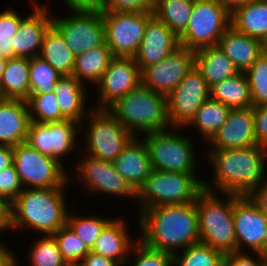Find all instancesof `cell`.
<instances>
[{"label":"cell","mask_w":267,"mask_h":266,"mask_svg":"<svg viewBox=\"0 0 267 266\" xmlns=\"http://www.w3.org/2000/svg\"><path fill=\"white\" fill-rule=\"evenodd\" d=\"M215 1L225 6L231 12L237 6H240L250 0H215Z\"/></svg>","instance_id":"11a10c76"},{"label":"cell","mask_w":267,"mask_h":266,"mask_svg":"<svg viewBox=\"0 0 267 266\" xmlns=\"http://www.w3.org/2000/svg\"><path fill=\"white\" fill-rule=\"evenodd\" d=\"M258 208L267 215V179L255 188L249 195Z\"/></svg>","instance_id":"681fc988"},{"label":"cell","mask_w":267,"mask_h":266,"mask_svg":"<svg viewBox=\"0 0 267 266\" xmlns=\"http://www.w3.org/2000/svg\"><path fill=\"white\" fill-rule=\"evenodd\" d=\"M63 259L69 266H78L90 250L66 224L52 234Z\"/></svg>","instance_id":"ab89813d"},{"label":"cell","mask_w":267,"mask_h":266,"mask_svg":"<svg viewBox=\"0 0 267 266\" xmlns=\"http://www.w3.org/2000/svg\"><path fill=\"white\" fill-rule=\"evenodd\" d=\"M70 212L72 214H69ZM69 213L66 224L89 250L92 249L104 227L112 220L110 217L104 218V216L99 218L96 214L95 216H80L74 214L73 211H69Z\"/></svg>","instance_id":"8d00e7d4"},{"label":"cell","mask_w":267,"mask_h":266,"mask_svg":"<svg viewBox=\"0 0 267 266\" xmlns=\"http://www.w3.org/2000/svg\"><path fill=\"white\" fill-rule=\"evenodd\" d=\"M30 58L14 57L7 60L0 80V98L27 101Z\"/></svg>","instance_id":"f1b7e54d"},{"label":"cell","mask_w":267,"mask_h":266,"mask_svg":"<svg viewBox=\"0 0 267 266\" xmlns=\"http://www.w3.org/2000/svg\"><path fill=\"white\" fill-rule=\"evenodd\" d=\"M218 47L234 63L239 72H246L263 54L261 40L240 33L232 26L224 32Z\"/></svg>","instance_id":"484cf974"},{"label":"cell","mask_w":267,"mask_h":266,"mask_svg":"<svg viewBox=\"0 0 267 266\" xmlns=\"http://www.w3.org/2000/svg\"><path fill=\"white\" fill-rule=\"evenodd\" d=\"M63 18L52 16V24L61 32L74 56L105 43L102 12L72 11Z\"/></svg>","instance_id":"4fadbf2b"},{"label":"cell","mask_w":267,"mask_h":266,"mask_svg":"<svg viewBox=\"0 0 267 266\" xmlns=\"http://www.w3.org/2000/svg\"><path fill=\"white\" fill-rule=\"evenodd\" d=\"M262 43V50H263V53H266L267 54V34L266 36L263 38V40L261 41Z\"/></svg>","instance_id":"6f0895ef"},{"label":"cell","mask_w":267,"mask_h":266,"mask_svg":"<svg viewBox=\"0 0 267 266\" xmlns=\"http://www.w3.org/2000/svg\"><path fill=\"white\" fill-rule=\"evenodd\" d=\"M233 221L236 251L267 252V215L249 196L234 194ZM247 246V248H243ZM246 249V250H245Z\"/></svg>","instance_id":"2e32d148"},{"label":"cell","mask_w":267,"mask_h":266,"mask_svg":"<svg viewBox=\"0 0 267 266\" xmlns=\"http://www.w3.org/2000/svg\"><path fill=\"white\" fill-rule=\"evenodd\" d=\"M231 107L209 98L197 110L195 116L185 128L193 127L200 133L201 139L208 143L219 128L226 122Z\"/></svg>","instance_id":"d6a6232c"},{"label":"cell","mask_w":267,"mask_h":266,"mask_svg":"<svg viewBox=\"0 0 267 266\" xmlns=\"http://www.w3.org/2000/svg\"><path fill=\"white\" fill-rule=\"evenodd\" d=\"M80 131L84 133L80 142L86 144L85 154L109 162H113L134 137L108 109L92 108L80 123Z\"/></svg>","instance_id":"ba28073f"},{"label":"cell","mask_w":267,"mask_h":266,"mask_svg":"<svg viewBox=\"0 0 267 266\" xmlns=\"http://www.w3.org/2000/svg\"><path fill=\"white\" fill-rule=\"evenodd\" d=\"M262 266H267V259L264 260L263 265Z\"/></svg>","instance_id":"91938a15"},{"label":"cell","mask_w":267,"mask_h":266,"mask_svg":"<svg viewBox=\"0 0 267 266\" xmlns=\"http://www.w3.org/2000/svg\"><path fill=\"white\" fill-rule=\"evenodd\" d=\"M62 76L72 75L75 56L67 46L61 32L51 24L44 33L39 55Z\"/></svg>","instance_id":"f546056e"},{"label":"cell","mask_w":267,"mask_h":266,"mask_svg":"<svg viewBox=\"0 0 267 266\" xmlns=\"http://www.w3.org/2000/svg\"><path fill=\"white\" fill-rule=\"evenodd\" d=\"M6 63H7V60L0 58V80H1L2 74L4 72Z\"/></svg>","instance_id":"9f6ffc18"},{"label":"cell","mask_w":267,"mask_h":266,"mask_svg":"<svg viewBox=\"0 0 267 266\" xmlns=\"http://www.w3.org/2000/svg\"><path fill=\"white\" fill-rule=\"evenodd\" d=\"M135 137L169 130L167 97L139 85L107 108Z\"/></svg>","instance_id":"277c9868"},{"label":"cell","mask_w":267,"mask_h":266,"mask_svg":"<svg viewBox=\"0 0 267 266\" xmlns=\"http://www.w3.org/2000/svg\"><path fill=\"white\" fill-rule=\"evenodd\" d=\"M30 121L27 101L0 98V145L25 142Z\"/></svg>","instance_id":"cb8c5ba5"},{"label":"cell","mask_w":267,"mask_h":266,"mask_svg":"<svg viewBox=\"0 0 267 266\" xmlns=\"http://www.w3.org/2000/svg\"><path fill=\"white\" fill-rule=\"evenodd\" d=\"M48 3L32 2L33 10L20 21L18 32L12 37L13 58H32L39 55L42 39L48 27L52 24V15Z\"/></svg>","instance_id":"d6986e66"},{"label":"cell","mask_w":267,"mask_h":266,"mask_svg":"<svg viewBox=\"0 0 267 266\" xmlns=\"http://www.w3.org/2000/svg\"><path fill=\"white\" fill-rule=\"evenodd\" d=\"M78 266H121L115 260L105 258L101 255L89 252Z\"/></svg>","instance_id":"816d5d0a"},{"label":"cell","mask_w":267,"mask_h":266,"mask_svg":"<svg viewBox=\"0 0 267 266\" xmlns=\"http://www.w3.org/2000/svg\"><path fill=\"white\" fill-rule=\"evenodd\" d=\"M67 187L23 189L11 203V231L25 228L40 235H52L65 226L72 210L66 203Z\"/></svg>","instance_id":"3957f363"},{"label":"cell","mask_w":267,"mask_h":266,"mask_svg":"<svg viewBox=\"0 0 267 266\" xmlns=\"http://www.w3.org/2000/svg\"><path fill=\"white\" fill-rule=\"evenodd\" d=\"M113 164L136 192L153 170L146 144L139 136L130 140Z\"/></svg>","instance_id":"603a6c76"},{"label":"cell","mask_w":267,"mask_h":266,"mask_svg":"<svg viewBox=\"0 0 267 266\" xmlns=\"http://www.w3.org/2000/svg\"><path fill=\"white\" fill-rule=\"evenodd\" d=\"M231 26V12L215 0H194L186 30L179 36L180 46L196 51L217 46Z\"/></svg>","instance_id":"30bf717a"},{"label":"cell","mask_w":267,"mask_h":266,"mask_svg":"<svg viewBox=\"0 0 267 266\" xmlns=\"http://www.w3.org/2000/svg\"><path fill=\"white\" fill-rule=\"evenodd\" d=\"M27 104L31 121L54 123L66 120L61 115L58 99L53 92L42 95H30Z\"/></svg>","instance_id":"f35d334b"},{"label":"cell","mask_w":267,"mask_h":266,"mask_svg":"<svg viewBox=\"0 0 267 266\" xmlns=\"http://www.w3.org/2000/svg\"><path fill=\"white\" fill-rule=\"evenodd\" d=\"M250 251L239 252L234 251L224 255V262L227 266H262L264 260L266 259L265 254L259 252H253L255 256ZM252 255V256H251Z\"/></svg>","instance_id":"bcb514c9"},{"label":"cell","mask_w":267,"mask_h":266,"mask_svg":"<svg viewBox=\"0 0 267 266\" xmlns=\"http://www.w3.org/2000/svg\"><path fill=\"white\" fill-rule=\"evenodd\" d=\"M153 13L102 11L105 43L113 57H134Z\"/></svg>","instance_id":"8fae6325"},{"label":"cell","mask_w":267,"mask_h":266,"mask_svg":"<svg viewBox=\"0 0 267 266\" xmlns=\"http://www.w3.org/2000/svg\"><path fill=\"white\" fill-rule=\"evenodd\" d=\"M205 151L213 168L212 185L204 179L207 191L248 196L267 179V148L255 145Z\"/></svg>","instance_id":"7a4b0ae2"},{"label":"cell","mask_w":267,"mask_h":266,"mask_svg":"<svg viewBox=\"0 0 267 266\" xmlns=\"http://www.w3.org/2000/svg\"><path fill=\"white\" fill-rule=\"evenodd\" d=\"M140 84L141 74L134 57H113L96 85L99 98L91 105L96 109H107Z\"/></svg>","instance_id":"ac0fdd59"},{"label":"cell","mask_w":267,"mask_h":266,"mask_svg":"<svg viewBox=\"0 0 267 266\" xmlns=\"http://www.w3.org/2000/svg\"><path fill=\"white\" fill-rule=\"evenodd\" d=\"M231 26L262 41L267 34V0H250L234 8L231 11Z\"/></svg>","instance_id":"83f0119b"},{"label":"cell","mask_w":267,"mask_h":266,"mask_svg":"<svg viewBox=\"0 0 267 266\" xmlns=\"http://www.w3.org/2000/svg\"><path fill=\"white\" fill-rule=\"evenodd\" d=\"M220 266H227L225 262H223Z\"/></svg>","instance_id":"94428289"},{"label":"cell","mask_w":267,"mask_h":266,"mask_svg":"<svg viewBox=\"0 0 267 266\" xmlns=\"http://www.w3.org/2000/svg\"><path fill=\"white\" fill-rule=\"evenodd\" d=\"M69 11L102 12L104 0H64Z\"/></svg>","instance_id":"c3c4849f"},{"label":"cell","mask_w":267,"mask_h":266,"mask_svg":"<svg viewBox=\"0 0 267 266\" xmlns=\"http://www.w3.org/2000/svg\"><path fill=\"white\" fill-rule=\"evenodd\" d=\"M197 174L152 170L136 192L138 212L159 205L185 204L196 201L204 190V180ZM140 207V208H139Z\"/></svg>","instance_id":"8992f818"},{"label":"cell","mask_w":267,"mask_h":266,"mask_svg":"<svg viewBox=\"0 0 267 266\" xmlns=\"http://www.w3.org/2000/svg\"><path fill=\"white\" fill-rule=\"evenodd\" d=\"M35 239L27 255L30 266H69L52 235H41V238L39 236Z\"/></svg>","instance_id":"74e56055"},{"label":"cell","mask_w":267,"mask_h":266,"mask_svg":"<svg viewBox=\"0 0 267 266\" xmlns=\"http://www.w3.org/2000/svg\"><path fill=\"white\" fill-rule=\"evenodd\" d=\"M180 47L179 37L154 15L147 21L144 37L134 56L140 72L157 64Z\"/></svg>","instance_id":"ffe728a7"},{"label":"cell","mask_w":267,"mask_h":266,"mask_svg":"<svg viewBox=\"0 0 267 266\" xmlns=\"http://www.w3.org/2000/svg\"><path fill=\"white\" fill-rule=\"evenodd\" d=\"M210 98L231 108L253 107L245 72L214 84L210 88Z\"/></svg>","instance_id":"1f68e13d"},{"label":"cell","mask_w":267,"mask_h":266,"mask_svg":"<svg viewBox=\"0 0 267 266\" xmlns=\"http://www.w3.org/2000/svg\"><path fill=\"white\" fill-rule=\"evenodd\" d=\"M7 230H12L11 203L0 197V232Z\"/></svg>","instance_id":"f907efd6"},{"label":"cell","mask_w":267,"mask_h":266,"mask_svg":"<svg viewBox=\"0 0 267 266\" xmlns=\"http://www.w3.org/2000/svg\"><path fill=\"white\" fill-rule=\"evenodd\" d=\"M76 161L75 169L77 182L81 181L87 191L92 194L100 193L115 197L125 196L132 198L136 202V191L127 183V181L116 171L113 162L104 161L85 154Z\"/></svg>","instance_id":"9a60e30c"},{"label":"cell","mask_w":267,"mask_h":266,"mask_svg":"<svg viewBox=\"0 0 267 266\" xmlns=\"http://www.w3.org/2000/svg\"><path fill=\"white\" fill-rule=\"evenodd\" d=\"M257 145L267 148V106H253Z\"/></svg>","instance_id":"7dc6e473"},{"label":"cell","mask_w":267,"mask_h":266,"mask_svg":"<svg viewBox=\"0 0 267 266\" xmlns=\"http://www.w3.org/2000/svg\"><path fill=\"white\" fill-rule=\"evenodd\" d=\"M245 74L253 106H267V54L263 53Z\"/></svg>","instance_id":"60d3db41"},{"label":"cell","mask_w":267,"mask_h":266,"mask_svg":"<svg viewBox=\"0 0 267 266\" xmlns=\"http://www.w3.org/2000/svg\"><path fill=\"white\" fill-rule=\"evenodd\" d=\"M194 66V51L180 46L157 64L145 67L140 72L141 85L167 97Z\"/></svg>","instance_id":"e0dca14e"},{"label":"cell","mask_w":267,"mask_h":266,"mask_svg":"<svg viewBox=\"0 0 267 266\" xmlns=\"http://www.w3.org/2000/svg\"><path fill=\"white\" fill-rule=\"evenodd\" d=\"M207 144L209 149H237L257 145L253 108H232L226 122Z\"/></svg>","instance_id":"44dd1931"},{"label":"cell","mask_w":267,"mask_h":266,"mask_svg":"<svg viewBox=\"0 0 267 266\" xmlns=\"http://www.w3.org/2000/svg\"><path fill=\"white\" fill-rule=\"evenodd\" d=\"M161 0H149V3L154 7L157 5Z\"/></svg>","instance_id":"680465c9"},{"label":"cell","mask_w":267,"mask_h":266,"mask_svg":"<svg viewBox=\"0 0 267 266\" xmlns=\"http://www.w3.org/2000/svg\"><path fill=\"white\" fill-rule=\"evenodd\" d=\"M194 0H161L153 8V15L178 37L186 30Z\"/></svg>","instance_id":"836d02e7"},{"label":"cell","mask_w":267,"mask_h":266,"mask_svg":"<svg viewBox=\"0 0 267 266\" xmlns=\"http://www.w3.org/2000/svg\"><path fill=\"white\" fill-rule=\"evenodd\" d=\"M223 262L222 252L201 242L174 254V266H220Z\"/></svg>","instance_id":"d590c367"},{"label":"cell","mask_w":267,"mask_h":266,"mask_svg":"<svg viewBox=\"0 0 267 266\" xmlns=\"http://www.w3.org/2000/svg\"><path fill=\"white\" fill-rule=\"evenodd\" d=\"M13 162L24 189L71 185L72 174L65 169L64 162L60 163L52 157L43 155L26 142L13 146Z\"/></svg>","instance_id":"9c48e42d"},{"label":"cell","mask_w":267,"mask_h":266,"mask_svg":"<svg viewBox=\"0 0 267 266\" xmlns=\"http://www.w3.org/2000/svg\"><path fill=\"white\" fill-rule=\"evenodd\" d=\"M7 246V247H6ZM14 250L9 249L8 244L5 245L2 240H0V266H19V261L15 256Z\"/></svg>","instance_id":"f5cc1de1"},{"label":"cell","mask_w":267,"mask_h":266,"mask_svg":"<svg viewBox=\"0 0 267 266\" xmlns=\"http://www.w3.org/2000/svg\"><path fill=\"white\" fill-rule=\"evenodd\" d=\"M210 98V88L194 66L167 96L168 119L172 128L183 130L202 104Z\"/></svg>","instance_id":"5bb4252c"},{"label":"cell","mask_w":267,"mask_h":266,"mask_svg":"<svg viewBox=\"0 0 267 266\" xmlns=\"http://www.w3.org/2000/svg\"><path fill=\"white\" fill-rule=\"evenodd\" d=\"M13 147L0 145V171L13 165Z\"/></svg>","instance_id":"db71d44e"},{"label":"cell","mask_w":267,"mask_h":266,"mask_svg":"<svg viewBox=\"0 0 267 266\" xmlns=\"http://www.w3.org/2000/svg\"><path fill=\"white\" fill-rule=\"evenodd\" d=\"M113 58L110 49L106 43L101 46L91 48L90 50L75 56V64L72 76L79 80L83 85L90 82L97 85L101 80L103 73L108 67L109 61Z\"/></svg>","instance_id":"4dcf8cb0"},{"label":"cell","mask_w":267,"mask_h":266,"mask_svg":"<svg viewBox=\"0 0 267 266\" xmlns=\"http://www.w3.org/2000/svg\"><path fill=\"white\" fill-rule=\"evenodd\" d=\"M132 255H135L134 258ZM129 256L134 262L130 266H174V254L150 249L139 239L132 247Z\"/></svg>","instance_id":"7bdbcfd3"},{"label":"cell","mask_w":267,"mask_h":266,"mask_svg":"<svg viewBox=\"0 0 267 266\" xmlns=\"http://www.w3.org/2000/svg\"><path fill=\"white\" fill-rule=\"evenodd\" d=\"M23 189L14 164L0 171V197L12 203Z\"/></svg>","instance_id":"ee69618b"},{"label":"cell","mask_w":267,"mask_h":266,"mask_svg":"<svg viewBox=\"0 0 267 266\" xmlns=\"http://www.w3.org/2000/svg\"><path fill=\"white\" fill-rule=\"evenodd\" d=\"M62 75L40 56L30 58L29 88L30 95H42L53 92Z\"/></svg>","instance_id":"e575fe53"},{"label":"cell","mask_w":267,"mask_h":266,"mask_svg":"<svg viewBox=\"0 0 267 266\" xmlns=\"http://www.w3.org/2000/svg\"><path fill=\"white\" fill-rule=\"evenodd\" d=\"M171 129L142 136L153 170L197 174L199 165L194 140L181 134L180 128Z\"/></svg>","instance_id":"52a82bcc"},{"label":"cell","mask_w":267,"mask_h":266,"mask_svg":"<svg viewBox=\"0 0 267 266\" xmlns=\"http://www.w3.org/2000/svg\"><path fill=\"white\" fill-rule=\"evenodd\" d=\"M195 66L201 72L209 88L239 73L234 63L217 46L194 51Z\"/></svg>","instance_id":"4316f807"},{"label":"cell","mask_w":267,"mask_h":266,"mask_svg":"<svg viewBox=\"0 0 267 266\" xmlns=\"http://www.w3.org/2000/svg\"><path fill=\"white\" fill-rule=\"evenodd\" d=\"M153 8L149 0H104L103 11L153 13Z\"/></svg>","instance_id":"f6af8a7d"},{"label":"cell","mask_w":267,"mask_h":266,"mask_svg":"<svg viewBox=\"0 0 267 266\" xmlns=\"http://www.w3.org/2000/svg\"><path fill=\"white\" fill-rule=\"evenodd\" d=\"M79 131L80 124L72 120L54 123L30 121L25 142L43 155L62 163V158L69 155L70 151L76 150L79 147L78 144H81L77 137H81Z\"/></svg>","instance_id":"7c38bea8"},{"label":"cell","mask_w":267,"mask_h":266,"mask_svg":"<svg viewBox=\"0 0 267 266\" xmlns=\"http://www.w3.org/2000/svg\"><path fill=\"white\" fill-rule=\"evenodd\" d=\"M23 19L18 11L8 8L0 13V58H13L12 37L18 32L20 21Z\"/></svg>","instance_id":"b9f144b4"},{"label":"cell","mask_w":267,"mask_h":266,"mask_svg":"<svg viewBox=\"0 0 267 266\" xmlns=\"http://www.w3.org/2000/svg\"><path fill=\"white\" fill-rule=\"evenodd\" d=\"M139 214L138 239L150 249L175 254L200 242L196 201L159 205Z\"/></svg>","instance_id":"6da1fadb"},{"label":"cell","mask_w":267,"mask_h":266,"mask_svg":"<svg viewBox=\"0 0 267 266\" xmlns=\"http://www.w3.org/2000/svg\"><path fill=\"white\" fill-rule=\"evenodd\" d=\"M218 194V195H216ZM203 190L196 199L199 239L224 255L236 251L233 221L234 194Z\"/></svg>","instance_id":"5b68a950"},{"label":"cell","mask_w":267,"mask_h":266,"mask_svg":"<svg viewBox=\"0 0 267 266\" xmlns=\"http://www.w3.org/2000/svg\"><path fill=\"white\" fill-rule=\"evenodd\" d=\"M119 217L112 218L104 227L90 251L126 266L132 262L129 254L138 241L131 238L126 219Z\"/></svg>","instance_id":"7402d4cb"},{"label":"cell","mask_w":267,"mask_h":266,"mask_svg":"<svg viewBox=\"0 0 267 266\" xmlns=\"http://www.w3.org/2000/svg\"><path fill=\"white\" fill-rule=\"evenodd\" d=\"M86 87L87 84L83 85L74 76L63 75L53 88L61 115L66 120L76 121L80 124L92 110L93 106L90 104V107H87V103H85L88 100V87L87 89Z\"/></svg>","instance_id":"d4e9b609"}]
</instances>
